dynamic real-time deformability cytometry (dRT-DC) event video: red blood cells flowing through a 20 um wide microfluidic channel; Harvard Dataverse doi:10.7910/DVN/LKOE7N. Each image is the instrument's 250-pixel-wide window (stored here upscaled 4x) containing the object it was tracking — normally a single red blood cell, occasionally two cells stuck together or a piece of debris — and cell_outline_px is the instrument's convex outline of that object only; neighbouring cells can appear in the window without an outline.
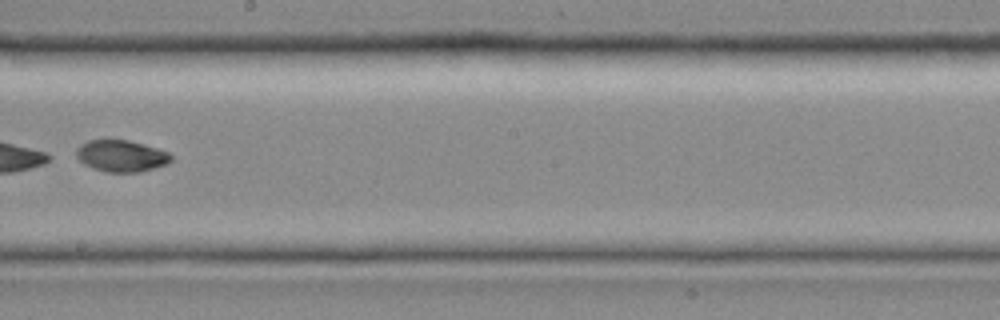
{"species": "common noctule bat (a hibernating species)", "species_latin": "Nyctalus noctula", "temperature_condition": "room temperature", "stored_images_in_passage": 16, "camera_frame_rate_fps": 3000, "um_per_image_px": 0.085, "animal": {"sex": "female", "body_mass_g": 19.0, "forearm_length_mm": 51.5}, "frame": {"image": 1, "passage_image": 12, "time_ms": 3.667, "image_size_px": [1000, 320], "cell_outline_px": [[172, 160], [168, 164], [140, 172], [104, 172], [92, 168], [84, 164], [76, 156], [76, 148], [80, 144], [88, 140], [108, 136], [128, 140], [144, 144], [168, 152], [172, 156]], "centroid_in_image_um": [10.26, 13.21], "position_along_channel_um": 237.9, "area_um2": 18.15}}